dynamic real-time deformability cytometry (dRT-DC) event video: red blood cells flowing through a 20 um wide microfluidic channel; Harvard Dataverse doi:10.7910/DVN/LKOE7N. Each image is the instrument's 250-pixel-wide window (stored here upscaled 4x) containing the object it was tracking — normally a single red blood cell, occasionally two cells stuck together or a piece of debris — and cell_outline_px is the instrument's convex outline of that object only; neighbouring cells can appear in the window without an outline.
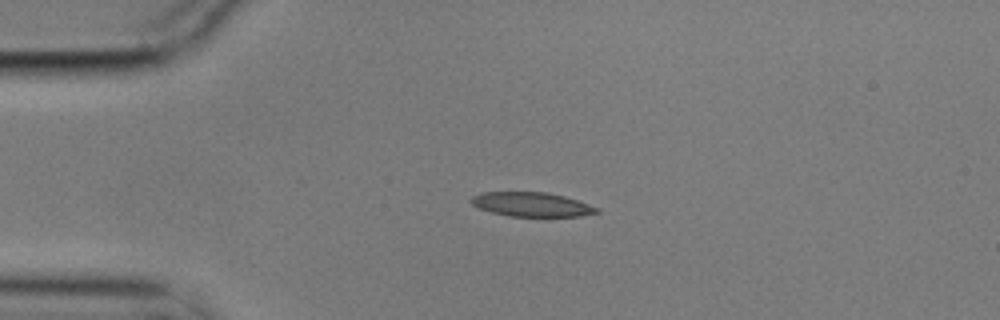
{"species": "common noctule bat (a hibernating species)", "species_latin": "Nyctalus noctula", "temperature_condition": "cold", "stored_images_in_passage": 3, "camera_frame_rate_fps": 3000, "um_per_image_px": 0.085, "animal": {"sex": "male", "body_mass_g": 17.9}, "frame": {"image": 1, "passage_image": 1, "time_ms": 0.0, "image_size_px": [1000, 320], "cell_outline_px": [[600, 212], [580, 216], [508, 216], [492, 212], [480, 208], [472, 204], [472, 196], [480, 192], [548, 192], [564, 196], [600, 208]], "centroid_in_image_um": [45.21, 17.37], "position_along_channel_um": 39.8, "area_um2": 17.63}}
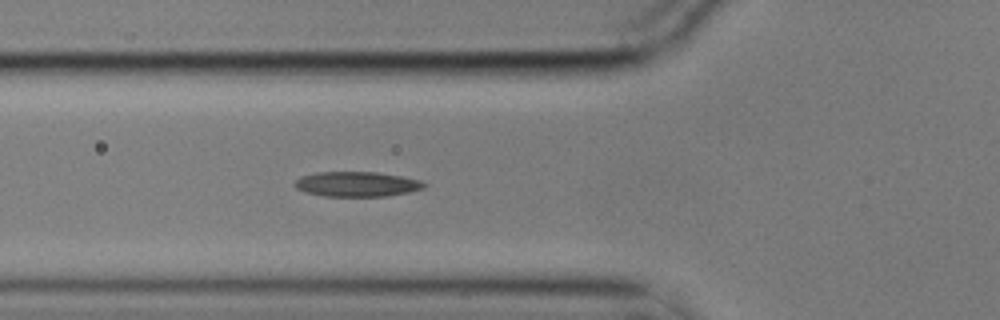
{"frame": {"image": 2, "passage_image": 3, "time_ms": 0.667, "image_size_px": [1000, 320], "cell_outline_px": [[428, 184], [424, 188], [408, 192], [388, 196], [324, 196], [304, 192], [296, 188], [292, 184], [300, 176], [316, 172], [376, 172], [400, 176], [420, 180]], "centroid_in_image_um": [30.3, 15.65], "position_along_channel_um": 95.5, "area_um2": 18.9}}